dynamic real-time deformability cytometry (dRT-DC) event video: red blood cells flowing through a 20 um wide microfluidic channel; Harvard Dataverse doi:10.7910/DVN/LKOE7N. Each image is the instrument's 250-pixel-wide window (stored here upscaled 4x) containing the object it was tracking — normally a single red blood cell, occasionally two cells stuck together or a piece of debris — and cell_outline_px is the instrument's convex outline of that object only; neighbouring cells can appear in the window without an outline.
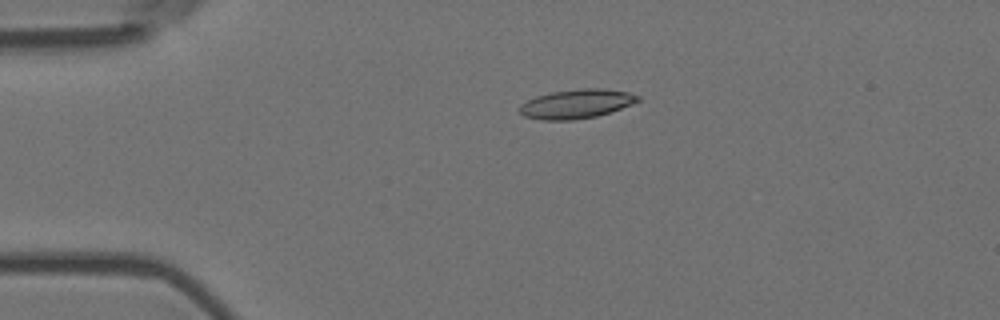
{"species": "Egyptian fruit bat (a non-hibernating species)", "species_latin": "Rousettus aegyptiacus", "temperature_condition": "room temperature", "stored_images_in_passage": 2, "camera_frame_rate_fps": 3000, "um_per_image_px": 0.085, "animal": {"sex": "female"}, "frame": {"image": 1, "passage_image": 1, "time_ms": 0.0, "image_size_px": [1000, 320], "cell_outline_px": [[640, 100], [632, 104], [596, 116], [572, 120], [540, 120], [524, 116], [520, 112], [520, 104], [536, 96], [552, 92], [584, 88], [604, 88], [628, 92], [640, 96]], "centroid_in_image_um": [48.99, 8.82], "position_along_channel_um": 36.0, "area_um2": 19.94}}